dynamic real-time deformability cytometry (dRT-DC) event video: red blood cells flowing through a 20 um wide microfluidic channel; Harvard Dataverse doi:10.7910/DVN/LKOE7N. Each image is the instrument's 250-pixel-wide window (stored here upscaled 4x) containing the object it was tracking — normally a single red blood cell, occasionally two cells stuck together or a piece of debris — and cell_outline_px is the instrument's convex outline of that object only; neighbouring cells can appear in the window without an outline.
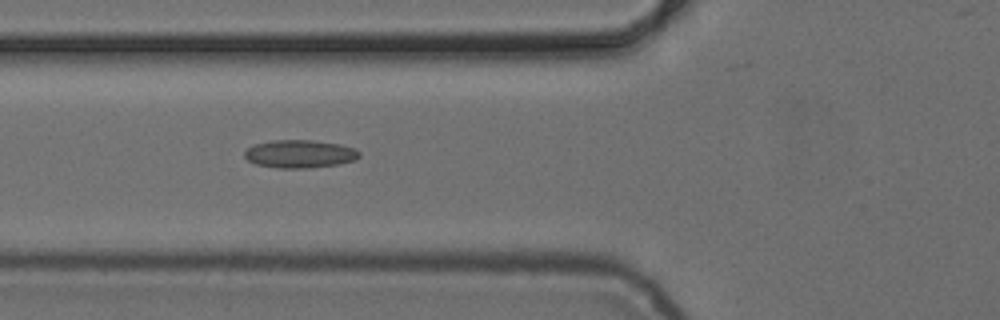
{"species": "common noctule bat (a hibernating species)", "species_latin": "Nyctalus noctula", "temperature_condition": "cold", "stored_images_in_passage": 6, "camera_frame_rate_fps": 3000, "um_per_image_px": 0.085, "animal": {"sex": "female", "body_mass_g": 24.6, "forearm_length_mm": 56.2}, "frame": {"image": 1, "passage_image": 5, "time_ms": 5.667, "image_size_px": [1000, 320], "cell_outline_px": [[360, 156], [356, 160], [340, 164], [308, 168], [276, 168], [256, 164], [248, 160], [244, 156], [244, 152], [248, 148], [256, 144], [272, 140], [312, 140], [340, 144], [356, 148], [360, 152]], "centroid_in_image_um": [25.52, 13.08], "position_along_channel_um": 100.3, "area_um2": 18.84}}